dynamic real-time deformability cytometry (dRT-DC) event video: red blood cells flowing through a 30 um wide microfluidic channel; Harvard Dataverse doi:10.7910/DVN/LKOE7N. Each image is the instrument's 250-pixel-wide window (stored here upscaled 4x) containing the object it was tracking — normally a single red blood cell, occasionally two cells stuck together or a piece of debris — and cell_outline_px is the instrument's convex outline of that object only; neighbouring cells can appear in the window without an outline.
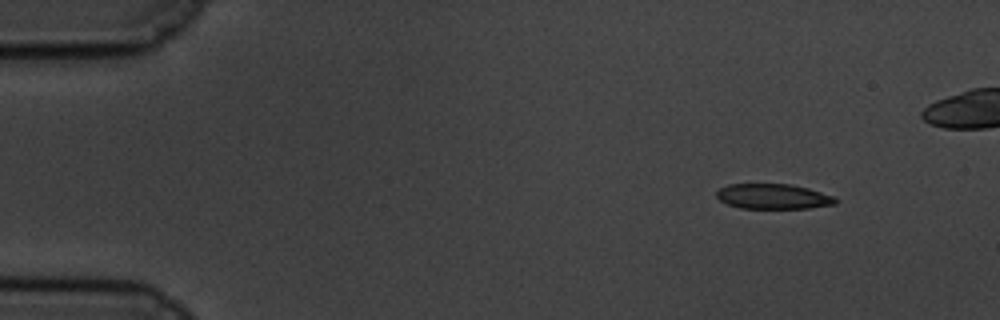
{"species": "common noctule bat (a hibernating species)", "species_latin": "Nyctalus noctula", "temperature_condition": "cold", "stored_images_in_passage": 49, "camera_frame_rate_fps": 3000, "um_per_image_px": 0.085, "animal": {"sex": "male", "body_mass_g": 19.5, "forearm_length_mm": 54.6}, "frame": {"image": 1, "passage_image": 1, "time_ms": 0.0, "image_size_px": [1000, 320], "cell_outline_px": [[836, 204], [808, 208], [740, 208], [728, 204], [720, 200], [716, 196], [716, 192], [720, 188], [728, 184], [792, 184], [808, 188], [836, 196]], "centroid_in_image_um": [65.74, 16.69], "position_along_channel_um": 19.3, "area_um2": 17.46}}
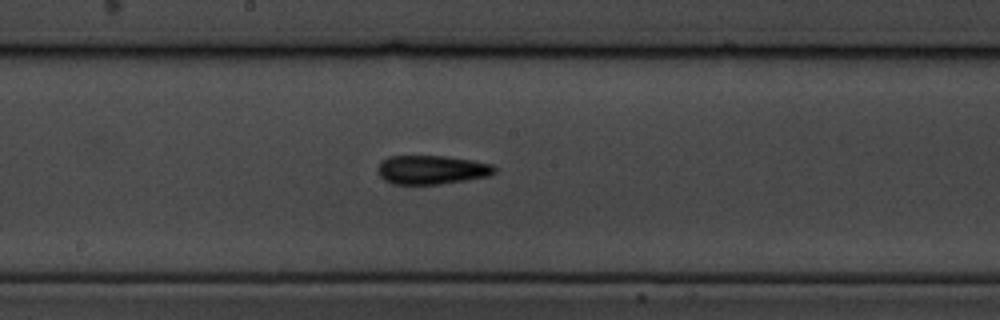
{"frame": {"image": 2, "passage_image": 26, "time_ms": 8.333, "image_size_px": [1000, 320], "cell_outline_px": [[496, 172], [488, 176], [440, 184], [392, 184], [384, 180], [380, 176], [380, 160], [388, 156], [444, 156], [472, 160], [492, 164], [496, 168]], "centroid_in_image_um": [36.7, 14.43], "position_along_channel_um": 211.5, "area_um2": 19.54}}
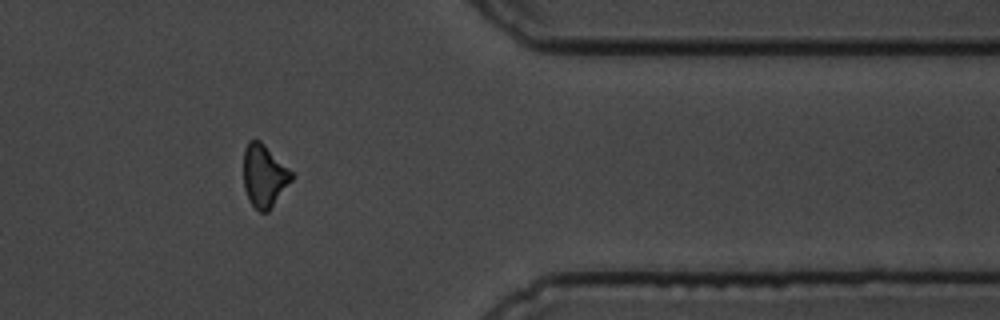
{"frame": {"image": 3, "passage_image": 43, "time_ms": 14.0, "image_size_px": [1000, 320], "cell_outline_px": [[292, 180], [268, 212], [260, 212], [248, 200], [244, 188], [244, 148], [248, 140], [260, 140], [292, 172]], "centroid_in_image_um": [22.43, 14.94], "position_along_channel_um": 389.0, "area_um2": 17.34}, "authors_computed_cell_mechanics": {"area_um2": 18.9584, "velocity_mm_per_s": 3.4137, "shape_relaxation_time_tau1_ms": 7.9793, "shape_relaxation_time_tau2_ms": 2.679, "deformation_change_tau1": 0.1683, "deformation_change_tau2": 0.1001}}